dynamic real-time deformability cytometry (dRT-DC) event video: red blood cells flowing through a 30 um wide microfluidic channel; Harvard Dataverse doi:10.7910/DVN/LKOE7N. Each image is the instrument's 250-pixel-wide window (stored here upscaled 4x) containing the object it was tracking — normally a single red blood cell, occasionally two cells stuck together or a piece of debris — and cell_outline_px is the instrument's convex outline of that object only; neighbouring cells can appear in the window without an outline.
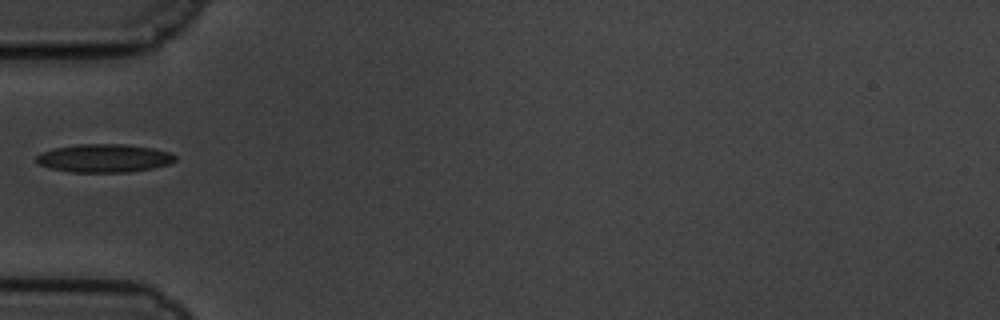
{"species": "common noctule bat (a hibernating species)", "species_latin": "Nyctalus noctula", "temperature_condition": "cold", "stored_images_in_passage": 4, "camera_frame_rate_fps": 3000, "um_per_image_px": 0.085, "animal": {"sex": "male", "body_mass_g": 19.5, "forearm_length_mm": 54.6}, "frame": {"image": 1, "passage_image": 1, "time_ms": 0.0, "image_size_px": [1000, 320], "cell_outline_px": [[176, 160], [168, 164], [152, 168], [128, 172], [72, 172], [48, 168], [40, 164], [36, 160], [36, 156], [40, 152], [56, 148], [76, 144], [128, 144], [152, 148], [172, 152], [176, 156]], "centroid_in_image_um": [8.86, 13.44], "position_along_channel_um": 76.1, "area_um2": 22.95}}